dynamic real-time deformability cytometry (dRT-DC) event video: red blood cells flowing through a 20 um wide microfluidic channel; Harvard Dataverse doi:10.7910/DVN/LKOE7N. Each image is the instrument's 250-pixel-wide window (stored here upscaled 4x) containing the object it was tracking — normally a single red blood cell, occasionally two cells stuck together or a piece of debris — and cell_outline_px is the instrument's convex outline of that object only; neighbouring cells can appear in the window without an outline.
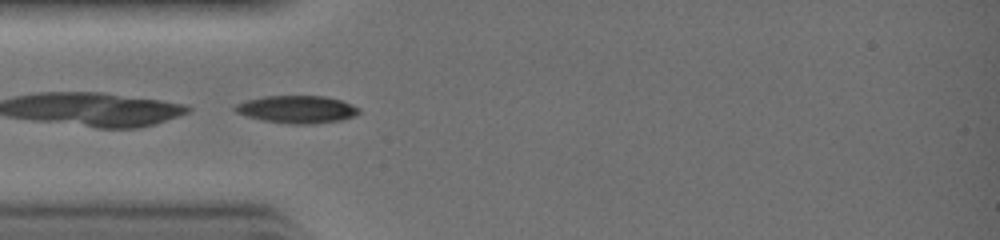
{"species": "common noctule bat (a hibernating species)", "species_latin": "Nyctalus noctula", "temperature_condition": "warm", "stored_images_in_passage": 31, "camera_frame_rate_fps": 3000, "um_per_image_px": 0.085, "animal": {"sex": "female", "body_mass_g": 19.0, "forearm_length_mm": 51.5}, "frame": {"image": 1, "passage_image": 9, "time_ms": 2.667, "image_size_px": [1000, 240], "cell_outline_px": [[360, 112], [356, 116], [344, 120], [308, 124], [292, 124], [264, 120], [248, 116], [236, 112], [232, 108], [236, 104], [244, 100], [264, 96], [324, 96], [340, 100], [360, 108]], "centroid_in_image_um": [25.25, 9.29], "position_along_channel_um": 59.7, "area_um2": 19.88}}
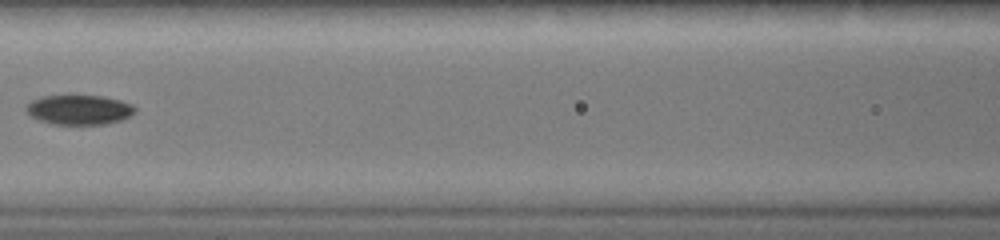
{"frame": {"image": 2, "passage_image": 14, "time_ms": 4.333, "image_size_px": [1000, 240], "cell_outline_px": [[136, 112], [120, 120], [104, 124], [52, 124], [40, 120], [32, 116], [24, 108], [32, 100], [44, 96], [104, 96], [120, 100], [132, 104], [136, 108]], "centroid_in_image_um": [6.75, 9.33], "position_along_channel_um": 159.9, "area_um2": 18.61}}
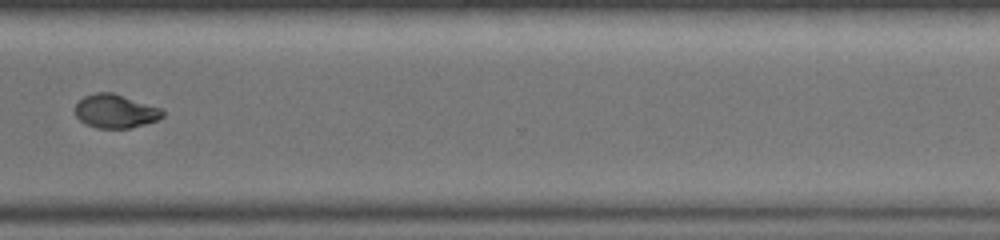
{"frame": {"image": 3, "passage_image": 24, "time_ms": 7.667, "image_size_px": [1000, 240], "cell_outline_px": [[164, 116], [156, 120], [144, 124], [128, 128], [96, 128], [84, 124], [76, 116], [76, 104], [84, 96], [96, 92], [112, 92], [160, 108], [164, 112]], "centroid_in_image_um": [9.78, 9.45], "position_along_channel_um": 360.8, "area_um2": 16.99}}